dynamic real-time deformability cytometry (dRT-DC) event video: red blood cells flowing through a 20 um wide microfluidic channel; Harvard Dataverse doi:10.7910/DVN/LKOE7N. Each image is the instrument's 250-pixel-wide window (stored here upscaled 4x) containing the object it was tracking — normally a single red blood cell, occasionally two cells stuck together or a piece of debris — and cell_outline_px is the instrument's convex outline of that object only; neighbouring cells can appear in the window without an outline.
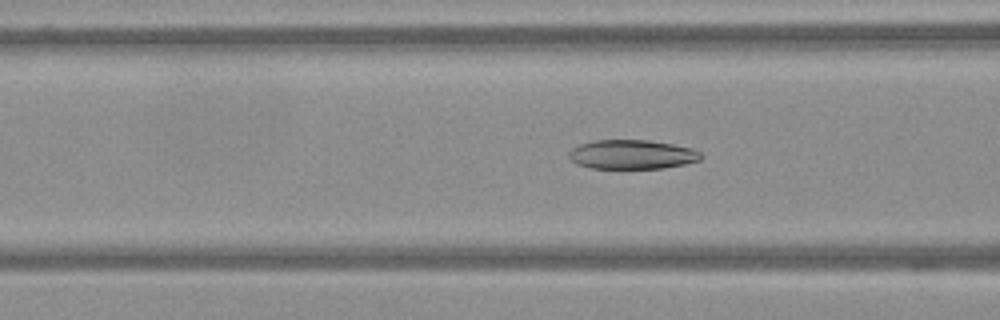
{"species": "Egyptian fruit bat (a non-hibernating species)", "species_latin": "Rousettus aegyptiacus", "temperature_condition": "warm", "stored_images_in_passage": 51, "camera_frame_rate_fps": 3000, "um_per_image_px": 0.085, "frame": {"image": 1, "passage_image": 13, "time_ms": 4.0, "image_size_px": [1000, 320], "cell_outline_px": [[704, 156], [700, 160], [684, 164], [664, 168], [592, 168], [576, 164], [568, 156], [568, 152], [572, 148], [580, 144], [596, 140], [648, 140], [672, 144], [692, 148], [700, 152]], "centroid_in_image_um": [53.73, 13.13], "position_along_channel_um": 112.9, "area_um2": 22.48}}
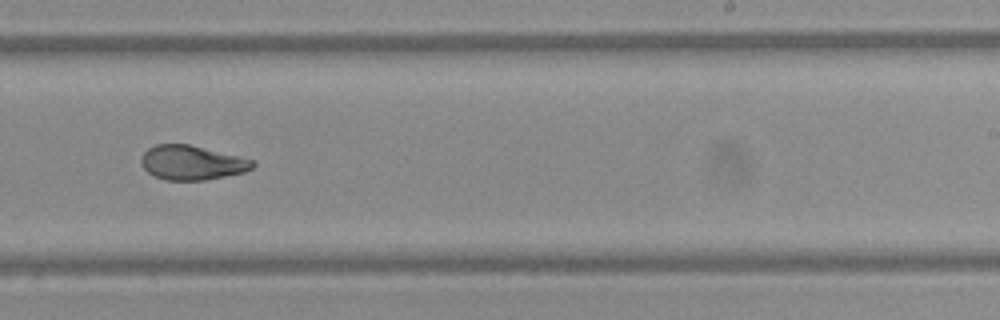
{"frame": {"image": 2, "passage_image": 28, "time_ms": 9.0, "image_size_px": [1000, 320], "cell_outline_px": [[256, 164], [252, 168], [244, 172], [204, 180], [168, 180], [152, 176], [144, 168], [140, 160], [144, 152], [148, 148], [156, 144], [188, 144], [240, 156], [252, 160]], "centroid_in_image_um": [16.29, 13.82], "position_along_channel_um": 272.7, "area_um2": 22.25}}
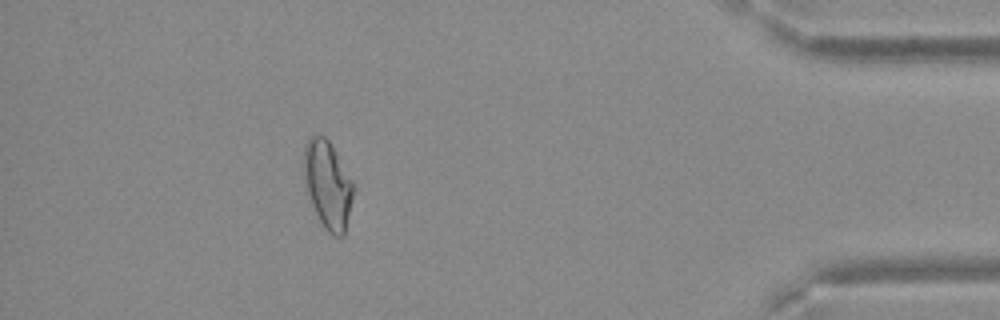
{"frame": {"image": 3, "passage_image": 45, "time_ms": 14.667, "image_size_px": [1000, 320], "cell_outline_px": [[356, 188], [344, 236], [332, 236], [324, 228], [312, 204], [304, 180], [304, 144], [312, 136], [324, 136], [328, 140], [352, 180]], "centroid_in_image_um": [27.89, 15.73], "position_along_channel_um": 407.3, "area_um2": 25.14}}